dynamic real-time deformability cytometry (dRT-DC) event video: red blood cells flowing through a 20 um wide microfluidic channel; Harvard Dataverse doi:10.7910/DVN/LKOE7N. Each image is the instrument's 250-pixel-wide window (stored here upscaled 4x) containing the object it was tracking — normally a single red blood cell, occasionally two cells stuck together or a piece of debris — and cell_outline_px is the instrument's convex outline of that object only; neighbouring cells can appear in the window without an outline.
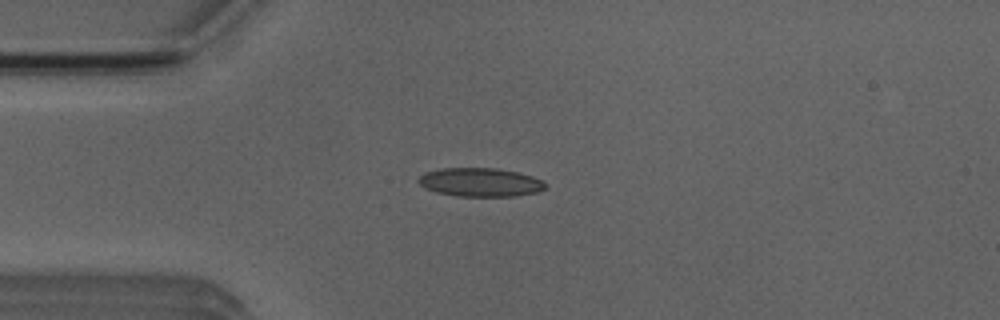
{"species": "Egyptian fruit bat (a non-hibernating species)", "species_latin": "Rousettus aegyptiacus", "temperature_condition": "room temperature", "stored_images_in_passage": 45, "camera_frame_rate_fps": 3000, "um_per_image_px": 0.085, "animal": {"sex": "male"}, "frame": {"image": 1, "passage_image": 6, "time_ms": 1.667, "image_size_px": [1000, 320], "cell_outline_px": [[548, 184], [544, 188], [536, 192], [516, 196], [456, 196], [436, 192], [420, 184], [416, 180], [424, 172], [440, 168], [500, 168], [532, 176], [544, 180]], "centroid_in_image_um": [40.83, 15.48], "position_along_channel_um": 44.2, "area_um2": 21.27}}
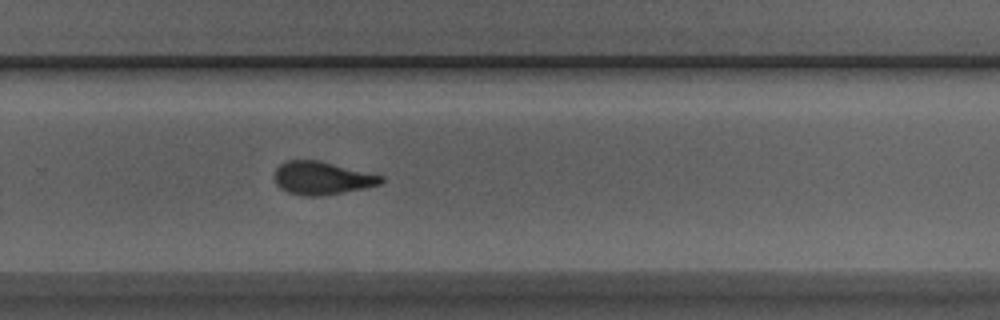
{"frame": {"image": 2, "passage_image": 27, "time_ms": 8.667, "image_size_px": [1000, 320], "cell_outline_px": [[384, 180], [380, 184], [364, 188], [320, 196], [304, 196], [288, 192], [280, 188], [276, 184], [276, 168], [280, 164], [288, 160], [320, 160], [384, 176]], "centroid_in_image_um": [27.38, 15.13], "position_along_channel_um": 302.4, "area_um2": 20.4}}
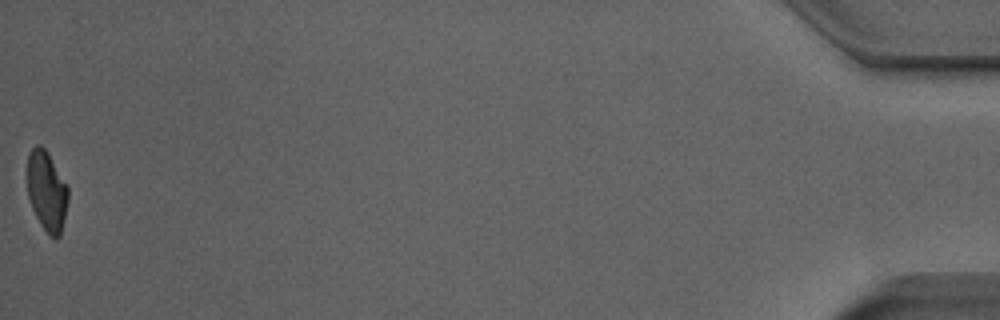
{"frame": {"image": 3, "passage_image": 45, "time_ms": 14.667, "image_size_px": [1000, 320], "cell_outline_px": [[68, 200], [60, 236], [56, 240], [48, 236], [40, 224], [32, 208], [28, 196], [28, 156], [32, 148], [36, 144], [40, 144], [48, 152], [68, 188]], "centroid_in_image_um": [3.98, 16.27], "position_along_channel_um": 431.2, "area_um2": 18.96}, "authors_computed_cell_mechanics": {"area_um2": 20.4612, "velocity_mm_per_s": 3.9282, "shape_relaxation_time_tau1_ms": 9.9353, "shape_relaxation_time_tau2_ms": 1.3978, "deformation_change_tau1": 0.2302, "deformation_change_tau2": 0.089}}